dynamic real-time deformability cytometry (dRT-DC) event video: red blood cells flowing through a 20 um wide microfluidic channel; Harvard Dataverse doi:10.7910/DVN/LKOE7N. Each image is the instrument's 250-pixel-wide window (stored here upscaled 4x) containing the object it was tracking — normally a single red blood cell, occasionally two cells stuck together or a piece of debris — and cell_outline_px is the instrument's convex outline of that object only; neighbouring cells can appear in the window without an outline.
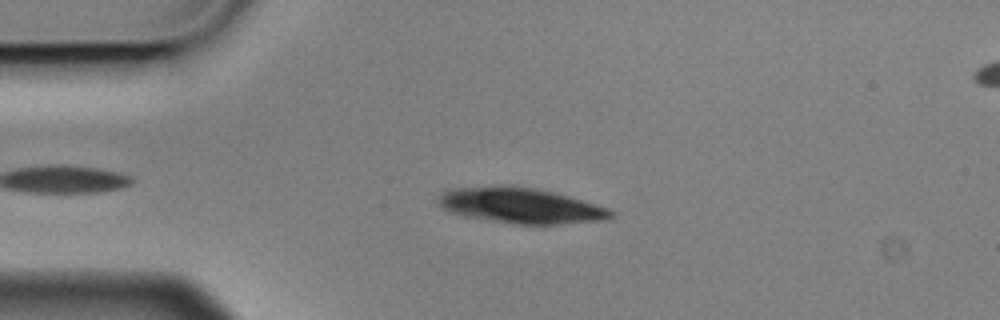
{"species": "Egyptian fruit bat (a non-hibernating species)", "species_latin": "Rousettus aegyptiacus", "temperature_condition": "cold", "stored_images_in_passage": 4, "segment_of_instrument_passage": [1, 2], "camera_frame_rate_fps": 3000, "um_per_image_px": 0.085, "animal": {"sex": "male"}, "frame": {"image": 1, "passage_image": 3, "time_ms": 0.667, "image_size_px": [1000, 320], "cell_outline_px": [[616, 216], [608, 220], [556, 224], [516, 224], [464, 216], [452, 212], [444, 208], [440, 204], [440, 196], [444, 192], [452, 188], [500, 184], [536, 188], [568, 196], [608, 208], [616, 212]], "centroid_in_image_um": [44.31, 17.47], "position_along_channel_um": 40.7, "area_um2": 35.66}}